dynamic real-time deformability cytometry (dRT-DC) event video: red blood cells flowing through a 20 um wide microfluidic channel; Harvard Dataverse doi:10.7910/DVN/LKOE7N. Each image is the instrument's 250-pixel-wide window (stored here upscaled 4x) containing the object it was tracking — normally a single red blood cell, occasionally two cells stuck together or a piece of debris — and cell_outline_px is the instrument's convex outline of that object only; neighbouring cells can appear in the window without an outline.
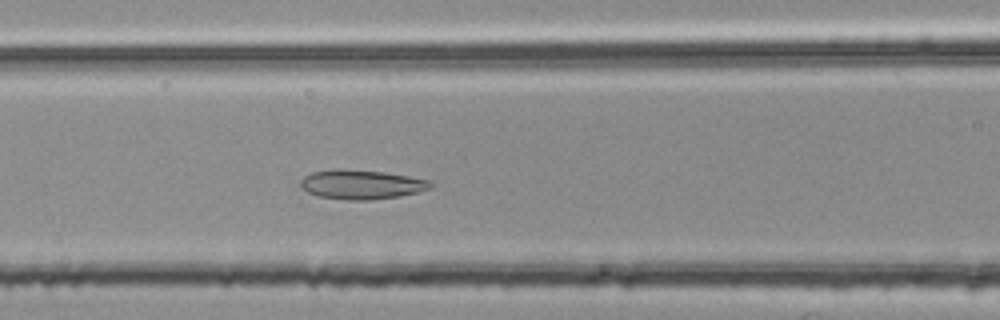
{"species": "common noctule bat (a hibernating species)", "species_latin": "Nyctalus noctula", "temperature_condition": "room temperature", "stored_images_in_passage": 39, "camera_frame_rate_fps": 3000, "um_per_image_px": 0.085, "animal": {"sex": "female", "body_mass_g": 25.1}, "frame": {"image": 1, "passage_image": 10, "time_ms": 3.0, "image_size_px": [1000, 320], "cell_outline_px": [[432, 184], [428, 188], [416, 192], [400, 196], [372, 200], [348, 200], [320, 196], [308, 192], [300, 188], [300, 180], [304, 176], [312, 172], [384, 172], [432, 180]], "centroid_in_image_um": [30.76, 15.73], "position_along_channel_um": 135.8, "area_um2": 21.15}}
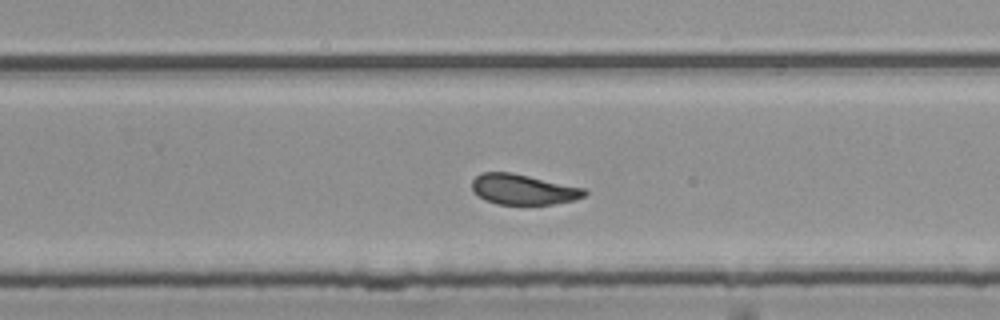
{"frame": {"image": 2, "passage_image": 22, "time_ms": 7.0, "image_size_px": [1000, 320], "cell_outline_px": [[588, 192], [584, 196], [576, 200], [552, 204], [496, 204], [484, 200], [472, 188], [472, 180], [480, 172], [512, 172], [584, 188]], "centroid_in_image_um": [44.47, 16.09], "position_along_channel_um": 285.3, "area_um2": 19.88}}
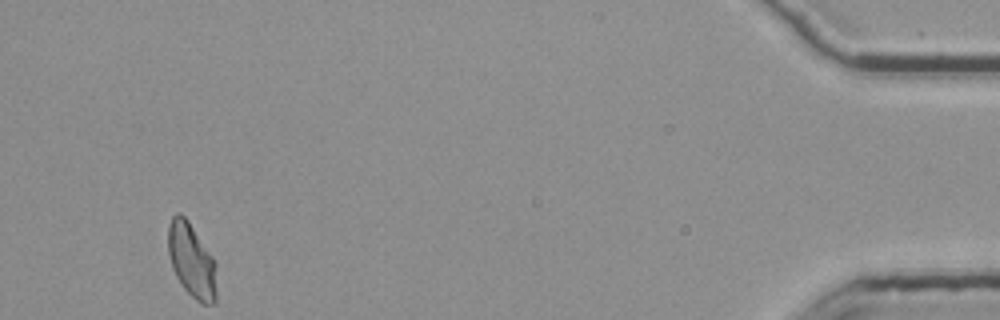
{"frame": {"image": 3, "passage_image": 39, "time_ms": 12.667, "image_size_px": [1000, 320], "cell_outline_px": [[216, 300], [212, 304], [200, 304], [184, 288], [176, 276], [172, 268], [168, 252], [168, 224], [172, 216], [176, 212], [180, 212], [188, 220], [216, 260]], "centroid_in_image_um": [16.3, 22.12], "position_along_channel_um": 418.9, "area_um2": 21.27}, "authors_computed_cell_mechanics": {"area_um2": 20.6924, "velocity_mm_per_s": 3.7515, "shape_relaxation_time_tau1_ms": null, "shape_relaxation_time_tau2_ms": 3.5747, "deformation_change_tau1": null, "deformation_change_tau2": 0.1062}}